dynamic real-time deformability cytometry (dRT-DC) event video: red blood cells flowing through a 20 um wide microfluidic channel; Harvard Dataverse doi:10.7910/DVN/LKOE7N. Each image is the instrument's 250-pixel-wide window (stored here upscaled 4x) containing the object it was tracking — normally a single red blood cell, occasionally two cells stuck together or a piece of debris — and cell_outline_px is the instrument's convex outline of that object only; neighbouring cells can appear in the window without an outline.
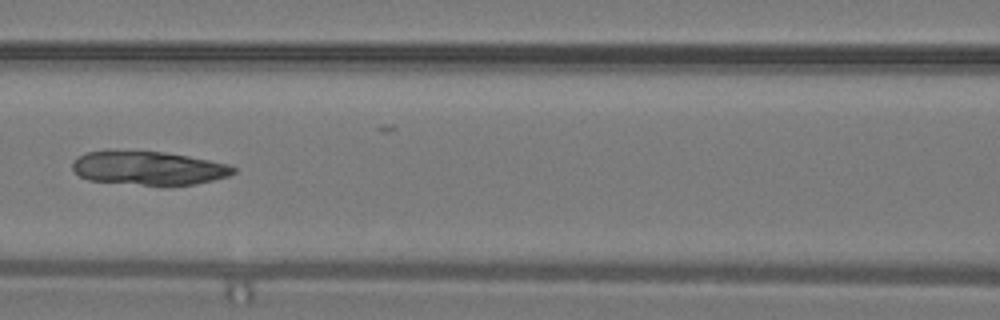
{"species": "common noctule bat (a hibernating species)", "species_latin": "Nyctalus noctula", "temperature_condition": "warm", "stored_images_in_passage": 23, "camera_frame_rate_fps": 3000, "um_per_image_px": 0.085, "animal": {"sex": "male", "body_mass_g": 19.2, "forearm_length_mm": 51.8}, "frame": {"image": 1, "passage_image": 22, "time_ms": 7.0, "image_size_px": [1000, 320], "cell_outline_px": [[236, 172], [228, 176], [212, 180], [192, 184], [140, 184], [88, 180], [80, 176], [72, 168], [72, 164], [80, 156], [88, 152], [164, 152], [188, 156], [228, 164], [236, 168]], "centroid_in_image_um": [12.67, 14.29], "position_along_channel_um": 153.9, "area_um2": 30.52}}